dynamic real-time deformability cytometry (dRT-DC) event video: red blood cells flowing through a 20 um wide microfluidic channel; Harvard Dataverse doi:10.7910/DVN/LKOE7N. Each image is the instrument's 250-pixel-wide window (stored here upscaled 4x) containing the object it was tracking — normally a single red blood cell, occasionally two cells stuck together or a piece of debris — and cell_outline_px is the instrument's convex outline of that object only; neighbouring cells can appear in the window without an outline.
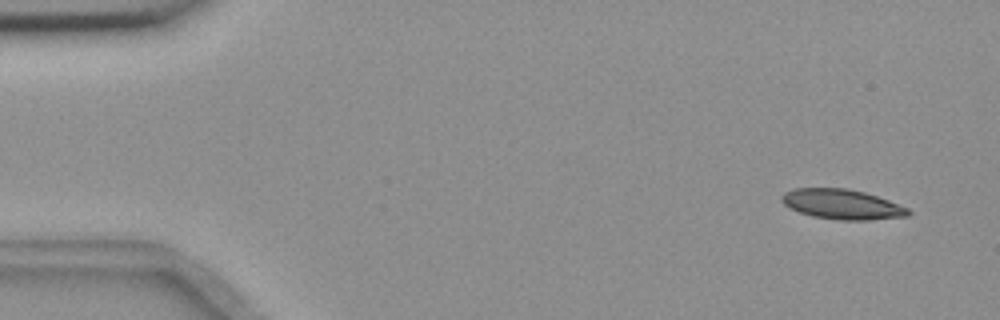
{"species": "common noctule bat (a hibernating species)", "species_latin": "Nyctalus noctula", "temperature_condition": "room temperature", "stored_images_in_passage": 6, "camera_frame_rate_fps": 3000, "um_per_image_px": 0.085, "animal": {"sex": "female", "body_mass_g": 18.4}, "frame": {"image": 1, "passage_image": 1, "time_ms": 0.0, "image_size_px": [1000, 320], "cell_outline_px": [[912, 212], [908, 216], [868, 220], [840, 220], [812, 216], [800, 212], [784, 204], [780, 200], [780, 196], [784, 192], [792, 188], [848, 188], [864, 192], [888, 200], [908, 208]], "centroid_in_image_um": [71.56, 17.36], "position_along_channel_um": 13.4, "area_um2": 22.08}}
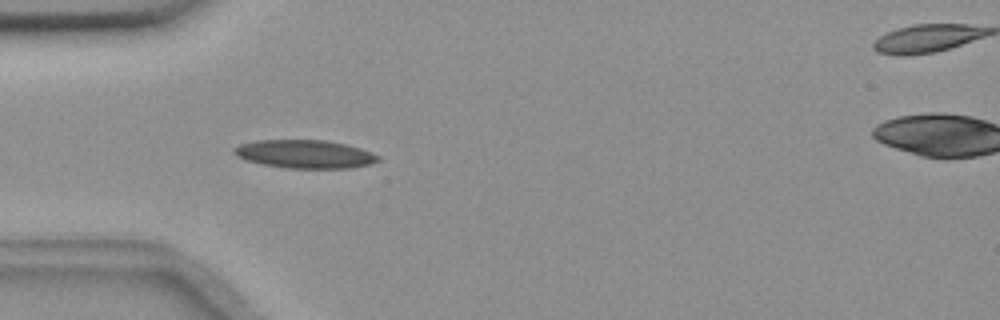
{"frame": {"image": 2, "passage_image": 5, "time_ms": 1.333, "image_size_px": [1000, 320], "cell_outline_px": [[380, 160], [372, 164], [352, 168], [284, 168], [260, 164], [244, 160], [236, 156], [232, 152], [232, 148], [240, 144], [256, 140], [324, 140], [344, 144], [360, 148], [380, 156]], "centroid_in_image_um": [25.87, 13.1], "position_along_channel_um": 59.1, "area_um2": 23.99}}